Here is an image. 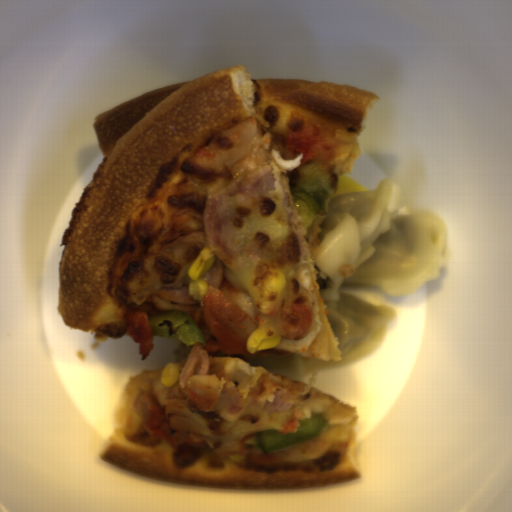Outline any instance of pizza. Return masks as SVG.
<instances>
[{
	"label": "pizza",
	"mask_w": 512,
	"mask_h": 512,
	"mask_svg": "<svg viewBox=\"0 0 512 512\" xmlns=\"http://www.w3.org/2000/svg\"><path fill=\"white\" fill-rule=\"evenodd\" d=\"M188 358V356H187ZM187 358L186 359H182V360H178V361H174L173 363H176L178 365V368H179V373L181 372V370L183 369L186 361H187Z\"/></svg>",
	"instance_id": "pizza-3"
},
{
	"label": "pizza",
	"mask_w": 512,
	"mask_h": 512,
	"mask_svg": "<svg viewBox=\"0 0 512 512\" xmlns=\"http://www.w3.org/2000/svg\"><path fill=\"white\" fill-rule=\"evenodd\" d=\"M381 98L372 91L323 80L253 78L246 65H235L145 92L94 116L102 159L73 207L60 243L57 310L65 326L95 333V344L129 336L107 285L131 217L154 198H170L184 177V165L199 150L235 124L257 116L261 127L256 170L267 165L275 169L292 202L303 251L292 265L260 258L237 268L223 263V281L262 305L272 275L296 272L313 321L305 336L281 337L274 348L248 354L207 351L209 368L222 364L245 398L262 373L268 374L302 400L303 420L322 414L327 426L317 438L349 442L344 459L333 465L258 467L241 453H231L228 459L216 455L221 443L266 430L281 433L288 412H271L252 403L235 422L208 413L213 432L202 435L206 448L132 443L125 432L138 394L149 389L162 404L172 388L160 382L163 366L127 378L100 460L167 483L262 492L308 491L361 477L358 407L245 360L278 353L342 361L318 285L315 257L333 195L341 176L350 174L361 157L357 138Z\"/></svg>",
	"instance_id": "pizza-1"
},
{
	"label": "pizza",
	"mask_w": 512,
	"mask_h": 512,
	"mask_svg": "<svg viewBox=\"0 0 512 512\" xmlns=\"http://www.w3.org/2000/svg\"><path fill=\"white\" fill-rule=\"evenodd\" d=\"M229 182H231V181H224V180L217 179L213 182L208 183V197Z\"/></svg>",
	"instance_id": "pizza-2"
}]
</instances>
